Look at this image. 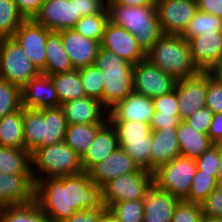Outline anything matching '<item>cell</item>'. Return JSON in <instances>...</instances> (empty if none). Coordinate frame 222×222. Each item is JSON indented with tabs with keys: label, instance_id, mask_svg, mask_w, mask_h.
<instances>
[{
	"label": "cell",
	"instance_id": "cell-1",
	"mask_svg": "<svg viewBox=\"0 0 222 222\" xmlns=\"http://www.w3.org/2000/svg\"><path fill=\"white\" fill-rule=\"evenodd\" d=\"M35 183V200L50 222H64L77 211L107 209L102 186L95 184L88 172Z\"/></svg>",
	"mask_w": 222,
	"mask_h": 222
},
{
	"label": "cell",
	"instance_id": "cell-2",
	"mask_svg": "<svg viewBox=\"0 0 222 222\" xmlns=\"http://www.w3.org/2000/svg\"><path fill=\"white\" fill-rule=\"evenodd\" d=\"M108 20L134 35L138 45L147 53L164 34L156 5L125 6L107 3Z\"/></svg>",
	"mask_w": 222,
	"mask_h": 222
},
{
	"label": "cell",
	"instance_id": "cell-3",
	"mask_svg": "<svg viewBox=\"0 0 222 222\" xmlns=\"http://www.w3.org/2000/svg\"><path fill=\"white\" fill-rule=\"evenodd\" d=\"M67 127L60 106L40 110L23 107V138L25 150L30 154L39 147L64 141Z\"/></svg>",
	"mask_w": 222,
	"mask_h": 222
},
{
	"label": "cell",
	"instance_id": "cell-4",
	"mask_svg": "<svg viewBox=\"0 0 222 222\" xmlns=\"http://www.w3.org/2000/svg\"><path fill=\"white\" fill-rule=\"evenodd\" d=\"M108 14L104 0H46L32 18L49 31L73 29L84 16Z\"/></svg>",
	"mask_w": 222,
	"mask_h": 222
},
{
	"label": "cell",
	"instance_id": "cell-5",
	"mask_svg": "<svg viewBox=\"0 0 222 222\" xmlns=\"http://www.w3.org/2000/svg\"><path fill=\"white\" fill-rule=\"evenodd\" d=\"M146 60L176 80L201 72L193 62L188 41L181 35L163 34L146 53Z\"/></svg>",
	"mask_w": 222,
	"mask_h": 222
},
{
	"label": "cell",
	"instance_id": "cell-6",
	"mask_svg": "<svg viewBox=\"0 0 222 222\" xmlns=\"http://www.w3.org/2000/svg\"><path fill=\"white\" fill-rule=\"evenodd\" d=\"M94 64L103 73V106L109 110L133 92V64L102 47Z\"/></svg>",
	"mask_w": 222,
	"mask_h": 222
},
{
	"label": "cell",
	"instance_id": "cell-7",
	"mask_svg": "<svg viewBox=\"0 0 222 222\" xmlns=\"http://www.w3.org/2000/svg\"><path fill=\"white\" fill-rule=\"evenodd\" d=\"M31 170L35 182L39 179L72 176L83 172L80 157L64 141L39 147L31 153Z\"/></svg>",
	"mask_w": 222,
	"mask_h": 222
},
{
	"label": "cell",
	"instance_id": "cell-8",
	"mask_svg": "<svg viewBox=\"0 0 222 222\" xmlns=\"http://www.w3.org/2000/svg\"><path fill=\"white\" fill-rule=\"evenodd\" d=\"M40 73L13 37L0 39V78L22 89Z\"/></svg>",
	"mask_w": 222,
	"mask_h": 222
},
{
	"label": "cell",
	"instance_id": "cell-9",
	"mask_svg": "<svg viewBox=\"0 0 222 222\" xmlns=\"http://www.w3.org/2000/svg\"><path fill=\"white\" fill-rule=\"evenodd\" d=\"M196 170L195 159L178 156L153 172V183L183 200L189 193Z\"/></svg>",
	"mask_w": 222,
	"mask_h": 222
},
{
	"label": "cell",
	"instance_id": "cell-10",
	"mask_svg": "<svg viewBox=\"0 0 222 222\" xmlns=\"http://www.w3.org/2000/svg\"><path fill=\"white\" fill-rule=\"evenodd\" d=\"M152 184L153 173L141 168L136 172L111 179L102 186L104 205L108 208L114 203L143 200Z\"/></svg>",
	"mask_w": 222,
	"mask_h": 222
},
{
	"label": "cell",
	"instance_id": "cell-11",
	"mask_svg": "<svg viewBox=\"0 0 222 222\" xmlns=\"http://www.w3.org/2000/svg\"><path fill=\"white\" fill-rule=\"evenodd\" d=\"M177 80L148 60L133 65V92L155 98L175 89Z\"/></svg>",
	"mask_w": 222,
	"mask_h": 222
},
{
	"label": "cell",
	"instance_id": "cell-12",
	"mask_svg": "<svg viewBox=\"0 0 222 222\" xmlns=\"http://www.w3.org/2000/svg\"><path fill=\"white\" fill-rule=\"evenodd\" d=\"M155 4L164 34L181 35L198 11L196 0H156Z\"/></svg>",
	"mask_w": 222,
	"mask_h": 222
},
{
	"label": "cell",
	"instance_id": "cell-13",
	"mask_svg": "<svg viewBox=\"0 0 222 222\" xmlns=\"http://www.w3.org/2000/svg\"><path fill=\"white\" fill-rule=\"evenodd\" d=\"M50 32L33 19H26L13 35L26 56L40 72L46 65V40Z\"/></svg>",
	"mask_w": 222,
	"mask_h": 222
},
{
	"label": "cell",
	"instance_id": "cell-14",
	"mask_svg": "<svg viewBox=\"0 0 222 222\" xmlns=\"http://www.w3.org/2000/svg\"><path fill=\"white\" fill-rule=\"evenodd\" d=\"M100 44L102 48L117 54L133 65L146 59V53L138 45L134 35L110 21L105 26Z\"/></svg>",
	"mask_w": 222,
	"mask_h": 222
},
{
	"label": "cell",
	"instance_id": "cell-15",
	"mask_svg": "<svg viewBox=\"0 0 222 222\" xmlns=\"http://www.w3.org/2000/svg\"><path fill=\"white\" fill-rule=\"evenodd\" d=\"M180 119L185 120L198 109L204 108L206 103L207 72L177 80L175 85Z\"/></svg>",
	"mask_w": 222,
	"mask_h": 222
},
{
	"label": "cell",
	"instance_id": "cell-16",
	"mask_svg": "<svg viewBox=\"0 0 222 222\" xmlns=\"http://www.w3.org/2000/svg\"><path fill=\"white\" fill-rule=\"evenodd\" d=\"M35 189L36 183L32 174L0 172V208L34 201Z\"/></svg>",
	"mask_w": 222,
	"mask_h": 222
},
{
	"label": "cell",
	"instance_id": "cell-17",
	"mask_svg": "<svg viewBox=\"0 0 222 222\" xmlns=\"http://www.w3.org/2000/svg\"><path fill=\"white\" fill-rule=\"evenodd\" d=\"M138 169L134 160L118 146L101 162L94 165L88 174L95 184L103 186L111 179L136 172Z\"/></svg>",
	"mask_w": 222,
	"mask_h": 222
},
{
	"label": "cell",
	"instance_id": "cell-18",
	"mask_svg": "<svg viewBox=\"0 0 222 222\" xmlns=\"http://www.w3.org/2000/svg\"><path fill=\"white\" fill-rule=\"evenodd\" d=\"M154 112L152 98L132 92L108 110V120L139 121L150 124Z\"/></svg>",
	"mask_w": 222,
	"mask_h": 222
},
{
	"label": "cell",
	"instance_id": "cell-19",
	"mask_svg": "<svg viewBox=\"0 0 222 222\" xmlns=\"http://www.w3.org/2000/svg\"><path fill=\"white\" fill-rule=\"evenodd\" d=\"M64 45V49L75 69L87 67L95 63L101 44L84 37L74 29L58 31Z\"/></svg>",
	"mask_w": 222,
	"mask_h": 222
},
{
	"label": "cell",
	"instance_id": "cell-20",
	"mask_svg": "<svg viewBox=\"0 0 222 222\" xmlns=\"http://www.w3.org/2000/svg\"><path fill=\"white\" fill-rule=\"evenodd\" d=\"M22 106L36 110L60 106L54 84L49 75L40 73L22 88Z\"/></svg>",
	"mask_w": 222,
	"mask_h": 222
},
{
	"label": "cell",
	"instance_id": "cell-21",
	"mask_svg": "<svg viewBox=\"0 0 222 222\" xmlns=\"http://www.w3.org/2000/svg\"><path fill=\"white\" fill-rule=\"evenodd\" d=\"M188 43L193 62L201 72L209 70L222 57V31L202 33Z\"/></svg>",
	"mask_w": 222,
	"mask_h": 222
},
{
	"label": "cell",
	"instance_id": "cell-22",
	"mask_svg": "<svg viewBox=\"0 0 222 222\" xmlns=\"http://www.w3.org/2000/svg\"><path fill=\"white\" fill-rule=\"evenodd\" d=\"M60 107L68 125L105 123L108 120V110L99 100L87 96L67 101Z\"/></svg>",
	"mask_w": 222,
	"mask_h": 222
},
{
	"label": "cell",
	"instance_id": "cell-23",
	"mask_svg": "<svg viewBox=\"0 0 222 222\" xmlns=\"http://www.w3.org/2000/svg\"><path fill=\"white\" fill-rule=\"evenodd\" d=\"M118 147L116 130L107 120L97 131L96 137L80 158L83 172H88Z\"/></svg>",
	"mask_w": 222,
	"mask_h": 222
},
{
	"label": "cell",
	"instance_id": "cell-24",
	"mask_svg": "<svg viewBox=\"0 0 222 222\" xmlns=\"http://www.w3.org/2000/svg\"><path fill=\"white\" fill-rule=\"evenodd\" d=\"M180 200L179 197L161 190L153 183L143 198L144 217L155 222H171Z\"/></svg>",
	"mask_w": 222,
	"mask_h": 222
},
{
	"label": "cell",
	"instance_id": "cell-25",
	"mask_svg": "<svg viewBox=\"0 0 222 222\" xmlns=\"http://www.w3.org/2000/svg\"><path fill=\"white\" fill-rule=\"evenodd\" d=\"M177 127L152 130L151 173L180 156Z\"/></svg>",
	"mask_w": 222,
	"mask_h": 222
},
{
	"label": "cell",
	"instance_id": "cell-26",
	"mask_svg": "<svg viewBox=\"0 0 222 222\" xmlns=\"http://www.w3.org/2000/svg\"><path fill=\"white\" fill-rule=\"evenodd\" d=\"M176 130L180 156L197 159L214 144L208 134L196 131L184 120L180 121Z\"/></svg>",
	"mask_w": 222,
	"mask_h": 222
},
{
	"label": "cell",
	"instance_id": "cell-27",
	"mask_svg": "<svg viewBox=\"0 0 222 222\" xmlns=\"http://www.w3.org/2000/svg\"><path fill=\"white\" fill-rule=\"evenodd\" d=\"M75 69L64 49L59 32L51 31L46 40V65L41 73L54 75Z\"/></svg>",
	"mask_w": 222,
	"mask_h": 222
},
{
	"label": "cell",
	"instance_id": "cell-28",
	"mask_svg": "<svg viewBox=\"0 0 222 222\" xmlns=\"http://www.w3.org/2000/svg\"><path fill=\"white\" fill-rule=\"evenodd\" d=\"M23 106L0 119V145L25 149L23 138Z\"/></svg>",
	"mask_w": 222,
	"mask_h": 222
},
{
	"label": "cell",
	"instance_id": "cell-29",
	"mask_svg": "<svg viewBox=\"0 0 222 222\" xmlns=\"http://www.w3.org/2000/svg\"><path fill=\"white\" fill-rule=\"evenodd\" d=\"M60 105L78 98L85 97L79 69L51 75Z\"/></svg>",
	"mask_w": 222,
	"mask_h": 222
},
{
	"label": "cell",
	"instance_id": "cell-30",
	"mask_svg": "<svg viewBox=\"0 0 222 222\" xmlns=\"http://www.w3.org/2000/svg\"><path fill=\"white\" fill-rule=\"evenodd\" d=\"M104 123L68 125L64 142L81 158Z\"/></svg>",
	"mask_w": 222,
	"mask_h": 222
},
{
	"label": "cell",
	"instance_id": "cell-31",
	"mask_svg": "<svg viewBox=\"0 0 222 222\" xmlns=\"http://www.w3.org/2000/svg\"><path fill=\"white\" fill-rule=\"evenodd\" d=\"M0 172L6 174H32L31 154L25 149L0 145Z\"/></svg>",
	"mask_w": 222,
	"mask_h": 222
},
{
	"label": "cell",
	"instance_id": "cell-32",
	"mask_svg": "<svg viewBox=\"0 0 222 222\" xmlns=\"http://www.w3.org/2000/svg\"><path fill=\"white\" fill-rule=\"evenodd\" d=\"M0 222H50L36 200L0 208Z\"/></svg>",
	"mask_w": 222,
	"mask_h": 222
},
{
	"label": "cell",
	"instance_id": "cell-33",
	"mask_svg": "<svg viewBox=\"0 0 222 222\" xmlns=\"http://www.w3.org/2000/svg\"><path fill=\"white\" fill-rule=\"evenodd\" d=\"M116 130L118 143L147 142L152 136L149 123L139 121H110Z\"/></svg>",
	"mask_w": 222,
	"mask_h": 222
},
{
	"label": "cell",
	"instance_id": "cell-34",
	"mask_svg": "<svg viewBox=\"0 0 222 222\" xmlns=\"http://www.w3.org/2000/svg\"><path fill=\"white\" fill-rule=\"evenodd\" d=\"M25 20L12 0H0V39L13 37Z\"/></svg>",
	"mask_w": 222,
	"mask_h": 222
},
{
	"label": "cell",
	"instance_id": "cell-35",
	"mask_svg": "<svg viewBox=\"0 0 222 222\" xmlns=\"http://www.w3.org/2000/svg\"><path fill=\"white\" fill-rule=\"evenodd\" d=\"M79 73L85 96L97 99L103 105L105 80L102 71L93 64L79 68Z\"/></svg>",
	"mask_w": 222,
	"mask_h": 222
},
{
	"label": "cell",
	"instance_id": "cell-36",
	"mask_svg": "<svg viewBox=\"0 0 222 222\" xmlns=\"http://www.w3.org/2000/svg\"><path fill=\"white\" fill-rule=\"evenodd\" d=\"M212 31H222V19L213 14L197 11L181 36L189 41L202 33Z\"/></svg>",
	"mask_w": 222,
	"mask_h": 222
},
{
	"label": "cell",
	"instance_id": "cell-37",
	"mask_svg": "<svg viewBox=\"0 0 222 222\" xmlns=\"http://www.w3.org/2000/svg\"><path fill=\"white\" fill-rule=\"evenodd\" d=\"M218 185L217 177L196 170L189 193L183 200L200 204Z\"/></svg>",
	"mask_w": 222,
	"mask_h": 222
},
{
	"label": "cell",
	"instance_id": "cell-38",
	"mask_svg": "<svg viewBox=\"0 0 222 222\" xmlns=\"http://www.w3.org/2000/svg\"><path fill=\"white\" fill-rule=\"evenodd\" d=\"M107 209L118 222H142L145 216L143 200L114 203Z\"/></svg>",
	"mask_w": 222,
	"mask_h": 222
},
{
	"label": "cell",
	"instance_id": "cell-39",
	"mask_svg": "<svg viewBox=\"0 0 222 222\" xmlns=\"http://www.w3.org/2000/svg\"><path fill=\"white\" fill-rule=\"evenodd\" d=\"M22 107V89L0 78V119Z\"/></svg>",
	"mask_w": 222,
	"mask_h": 222
},
{
	"label": "cell",
	"instance_id": "cell-40",
	"mask_svg": "<svg viewBox=\"0 0 222 222\" xmlns=\"http://www.w3.org/2000/svg\"><path fill=\"white\" fill-rule=\"evenodd\" d=\"M108 21V14L84 16L81 17L73 29L84 37L101 43Z\"/></svg>",
	"mask_w": 222,
	"mask_h": 222
},
{
	"label": "cell",
	"instance_id": "cell-41",
	"mask_svg": "<svg viewBox=\"0 0 222 222\" xmlns=\"http://www.w3.org/2000/svg\"><path fill=\"white\" fill-rule=\"evenodd\" d=\"M118 146L134 160L139 168L151 172L152 137L147 142L118 143Z\"/></svg>",
	"mask_w": 222,
	"mask_h": 222
},
{
	"label": "cell",
	"instance_id": "cell-42",
	"mask_svg": "<svg viewBox=\"0 0 222 222\" xmlns=\"http://www.w3.org/2000/svg\"><path fill=\"white\" fill-rule=\"evenodd\" d=\"M220 159L221 144H213L203 152L201 156L195 159L197 170L206 174H211L213 177H217Z\"/></svg>",
	"mask_w": 222,
	"mask_h": 222
},
{
	"label": "cell",
	"instance_id": "cell-43",
	"mask_svg": "<svg viewBox=\"0 0 222 222\" xmlns=\"http://www.w3.org/2000/svg\"><path fill=\"white\" fill-rule=\"evenodd\" d=\"M200 204L180 200L175 207L171 222H203Z\"/></svg>",
	"mask_w": 222,
	"mask_h": 222
},
{
	"label": "cell",
	"instance_id": "cell-44",
	"mask_svg": "<svg viewBox=\"0 0 222 222\" xmlns=\"http://www.w3.org/2000/svg\"><path fill=\"white\" fill-rule=\"evenodd\" d=\"M203 216L222 218V184H219L208 197L200 203Z\"/></svg>",
	"mask_w": 222,
	"mask_h": 222
},
{
	"label": "cell",
	"instance_id": "cell-45",
	"mask_svg": "<svg viewBox=\"0 0 222 222\" xmlns=\"http://www.w3.org/2000/svg\"><path fill=\"white\" fill-rule=\"evenodd\" d=\"M205 107L213 114L222 113V85L207 73V90Z\"/></svg>",
	"mask_w": 222,
	"mask_h": 222
},
{
	"label": "cell",
	"instance_id": "cell-46",
	"mask_svg": "<svg viewBox=\"0 0 222 222\" xmlns=\"http://www.w3.org/2000/svg\"><path fill=\"white\" fill-rule=\"evenodd\" d=\"M155 112H160V115H180L176 90L170 93L153 98Z\"/></svg>",
	"mask_w": 222,
	"mask_h": 222
},
{
	"label": "cell",
	"instance_id": "cell-47",
	"mask_svg": "<svg viewBox=\"0 0 222 222\" xmlns=\"http://www.w3.org/2000/svg\"><path fill=\"white\" fill-rule=\"evenodd\" d=\"M213 113L207 107L198 109L195 113L187 117L186 121L196 131L208 134Z\"/></svg>",
	"mask_w": 222,
	"mask_h": 222
},
{
	"label": "cell",
	"instance_id": "cell-48",
	"mask_svg": "<svg viewBox=\"0 0 222 222\" xmlns=\"http://www.w3.org/2000/svg\"><path fill=\"white\" fill-rule=\"evenodd\" d=\"M180 115H160V112H154L150 126L152 130H159L169 127H177L180 123Z\"/></svg>",
	"mask_w": 222,
	"mask_h": 222
},
{
	"label": "cell",
	"instance_id": "cell-49",
	"mask_svg": "<svg viewBox=\"0 0 222 222\" xmlns=\"http://www.w3.org/2000/svg\"><path fill=\"white\" fill-rule=\"evenodd\" d=\"M108 209L77 211L64 222H101Z\"/></svg>",
	"mask_w": 222,
	"mask_h": 222
},
{
	"label": "cell",
	"instance_id": "cell-50",
	"mask_svg": "<svg viewBox=\"0 0 222 222\" xmlns=\"http://www.w3.org/2000/svg\"><path fill=\"white\" fill-rule=\"evenodd\" d=\"M26 19H32L46 0H12Z\"/></svg>",
	"mask_w": 222,
	"mask_h": 222
},
{
	"label": "cell",
	"instance_id": "cell-51",
	"mask_svg": "<svg viewBox=\"0 0 222 222\" xmlns=\"http://www.w3.org/2000/svg\"><path fill=\"white\" fill-rule=\"evenodd\" d=\"M198 11L213 14L222 19V0H196Z\"/></svg>",
	"mask_w": 222,
	"mask_h": 222
},
{
	"label": "cell",
	"instance_id": "cell-52",
	"mask_svg": "<svg viewBox=\"0 0 222 222\" xmlns=\"http://www.w3.org/2000/svg\"><path fill=\"white\" fill-rule=\"evenodd\" d=\"M208 135L214 144H222V113L213 114Z\"/></svg>",
	"mask_w": 222,
	"mask_h": 222
},
{
	"label": "cell",
	"instance_id": "cell-53",
	"mask_svg": "<svg viewBox=\"0 0 222 222\" xmlns=\"http://www.w3.org/2000/svg\"><path fill=\"white\" fill-rule=\"evenodd\" d=\"M206 72L212 79L222 85V57Z\"/></svg>",
	"mask_w": 222,
	"mask_h": 222
},
{
	"label": "cell",
	"instance_id": "cell-54",
	"mask_svg": "<svg viewBox=\"0 0 222 222\" xmlns=\"http://www.w3.org/2000/svg\"><path fill=\"white\" fill-rule=\"evenodd\" d=\"M109 2L133 7L144 5H156V0H109Z\"/></svg>",
	"mask_w": 222,
	"mask_h": 222
},
{
	"label": "cell",
	"instance_id": "cell-55",
	"mask_svg": "<svg viewBox=\"0 0 222 222\" xmlns=\"http://www.w3.org/2000/svg\"><path fill=\"white\" fill-rule=\"evenodd\" d=\"M101 222H118L108 211L102 217Z\"/></svg>",
	"mask_w": 222,
	"mask_h": 222
},
{
	"label": "cell",
	"instance_id": "cell-56",
	"mask_svg": "<svg viewBox=\"0 0 222 222\" xmlns=\"http://www.w3.org/2000/svg\"><path fill=\"white\" fill-rule=\"evenodd\" d=\"M217 180L219 184H222V144H221V159H220V165L218 169Z\"/></svg>",
	"mask_w": 222,
	"mask_h": 222
},
{
	"label": "cell",
	"instance_id": "cell-57",
	"mask_svg": "<svg viewBox=\"0 0 222 222\" xmlns=\"http://www.w3.org/2000/svg\"><path fill=\"white\" fill-rule=\"evenodd\" d=\"M203 222H222V218H212L204 216Z\"/></svg>",
	"mask_w": 222,
	"mask_h": 222
},
{
	"label": "cell",
	"instance_id": "cell-58",
	"mask_svg": "<svg viewBox=\"0 0 222 222\" xmlns=\"http://www.w3.org/2000/svg\"><path fill=\"white\" fill-rule=\"evenodd\" d=\"M142 222H155V221H150V220H148L147 218L144 217Z\"/></svg>",
	"mask_w": 222,
	"mask_h": 222
}]
</instances>
